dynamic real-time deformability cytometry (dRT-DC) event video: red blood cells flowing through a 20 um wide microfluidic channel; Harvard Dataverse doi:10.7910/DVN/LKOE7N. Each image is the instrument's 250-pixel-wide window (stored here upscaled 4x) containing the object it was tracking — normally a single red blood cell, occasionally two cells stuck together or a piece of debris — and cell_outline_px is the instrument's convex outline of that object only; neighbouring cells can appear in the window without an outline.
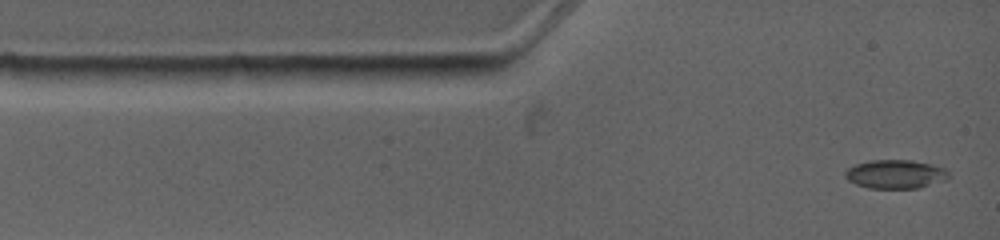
{"species": "common noctule bat (a hibernating species)", "species_latin": "Nyctalus noctula", "temperature_condition": "warm", "stored_images_in_passage": 6, "camera_frame_rate_fps": 4500, "um_per_image_px": 0.085, "animal": {"sex": "female", "body_mass_g": 19.0, "forearm_length_mm": 53.3}, "frame": {"image": 1, "passage_image": 1, "time_ms": 0.0, "image_size_px": [1000, 240], "cell_outline_px": [[948, 180], [920, 188], [868, 188], [856, 184], [848, 180], [844, 176], [844, 172], [848, 168], [856, 164], [872, 160], [912, 160], [932, 164], [944, 168], [948, 172]], "centroid_in_image_um": [76.13, 14.81], "position_along_channel_um": 8.9, "area_um2": 17.46}}
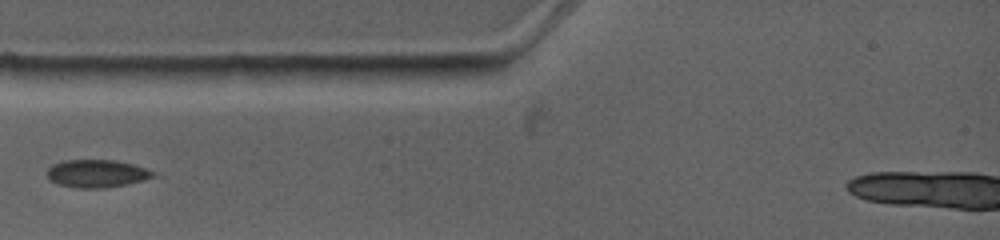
{"frame": {"image": 2, "passage_image": 4, "time_ms": 2.667, "image_size_px": [1000, 240], "cell_outline_px": [[152, 176], [144, 180], [104, 188], [76, 188], [56, 184], [48, 180], [48, 168], [52, 164], [64, 160], [116, 160], [132, 164], [144, 168], [152, 172]], "centroid_in_image_um": [8.13, 14.75], "position_along_channel_um": 76.9, "area_um2": 16.99}}
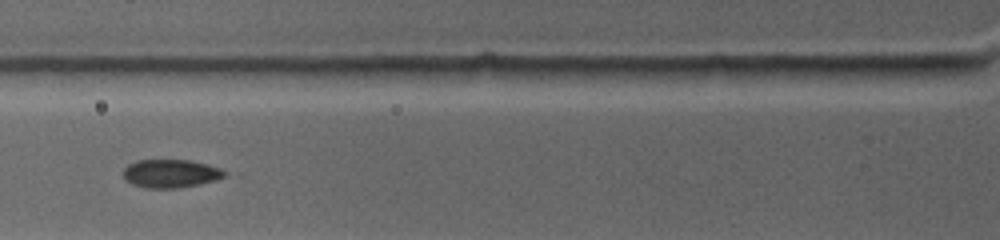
{"frame": {"image": 3, "passage_image": 5, "time_ms": 3.556, "image_size_px": [1000, 240], "cell_outline_px": [[228, 172], [224, 176], [216, 180], [200, 184], [180, 188], [144, 188], [132, 184], [124, 180], [124, 168], [128, 164], [136, 160], [188, 160], [208, 164], [220, 168]], "centroid_in_image_um": [14.5, 14.75], "position_along_channel_um": 111.3, "area_um2": 16.88}}